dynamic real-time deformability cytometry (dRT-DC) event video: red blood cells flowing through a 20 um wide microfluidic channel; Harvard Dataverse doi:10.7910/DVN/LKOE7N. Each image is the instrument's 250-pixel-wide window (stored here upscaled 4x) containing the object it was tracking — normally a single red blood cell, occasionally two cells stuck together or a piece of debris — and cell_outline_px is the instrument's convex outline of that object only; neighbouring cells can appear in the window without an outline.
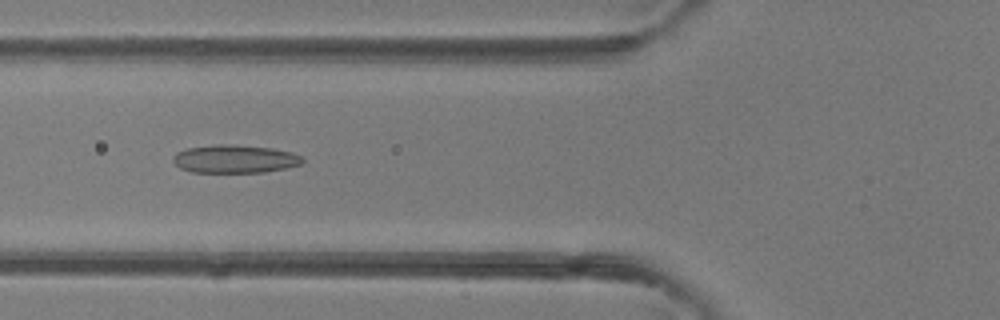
{"species": "common noctule bat (a hibernating species)", "species_latin": "Nyctalus noctula", "temperature_condition": "room temperature", "stored_images_in_passage": 6, "camera_frame_rate_fps": 3000, "um_per_image_px": 0.085, "animal": {"sex": "female"}, "frame": {"image": 1, "passage_image": 5, "time_ms": 4.667, "image_size_px": [1000, 320], "cell_outline_px": [[304, 160], [300, 164], [284, 168], [264, 172], [192, 172], [180, 168], [172, 160], [172, 156], [176, 152], [188, 148], [216, 144], [228, 144], [272, 148], [292, 152], [300, 156]], "centroid_in_image_um": [19.92, 13.5], "position_along_channel_um": 105.9, "area_um2": 21.1}}
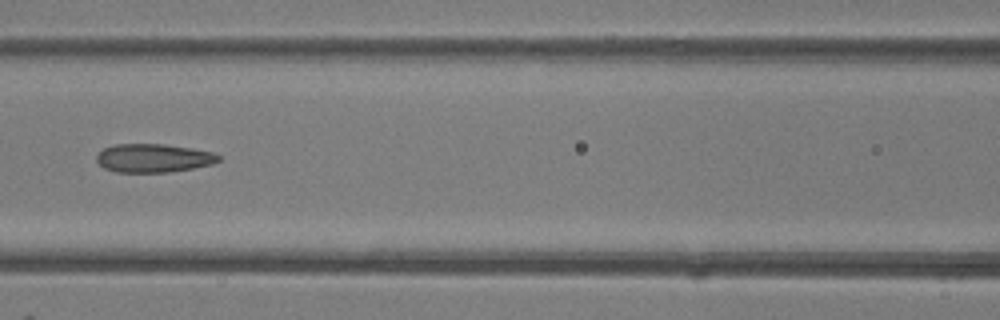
{"frame": {"image": 2, "passage_image": 6, "time_ms": 5.667, "image_size_px": [1000, 320], "cell_outline_px": [[220, 160], [212, 164], [172, 172], [116, 172], [104, 168], [96, 160], [96, 156], [104, 148], [112, 144], [164, 144], [192, 148], [212, 152], [220, 156]], "centroid_in_image_um": [13.03, 13.43], "position_along_channel_um": 153.6, "area_um2": 20.29}}